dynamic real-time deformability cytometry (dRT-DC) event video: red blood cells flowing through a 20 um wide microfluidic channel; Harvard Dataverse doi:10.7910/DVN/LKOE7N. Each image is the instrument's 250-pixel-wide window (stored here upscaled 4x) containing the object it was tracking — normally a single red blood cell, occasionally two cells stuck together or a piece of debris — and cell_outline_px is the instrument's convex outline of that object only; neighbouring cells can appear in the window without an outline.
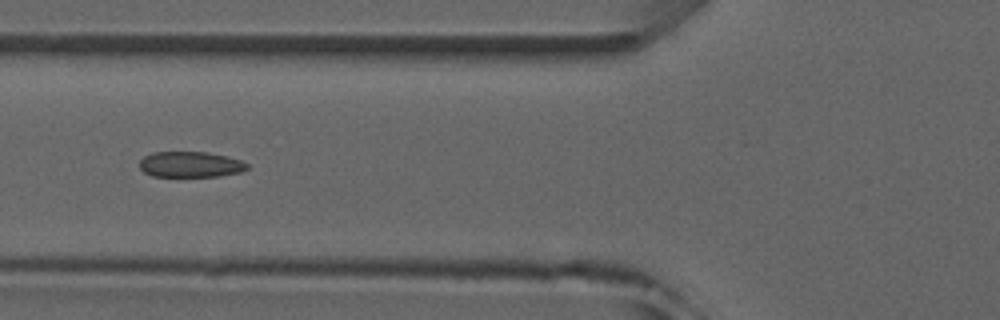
{"species": "common noctule bat (a hibernating species)", "species_latin": "Nyctalus noctula", "temperature_condition": "room temperature", "stored_images_in_passage": 6, "camera_frame_rate_fps": 3000, "um_per_image_px": 0.085, "animal": {"sex": "male", "forearm_length_mm": 52.5}, "frame": {"image": 1, "passage_image": 6, "time_ms": 6.0, "image_size_px": [1000, 320], "cell_outline_px": [[248, 168], [240, 172], [220, 176], [152, 176], [144, 172], [140, 168], [140, 160], [144, 156], [152, 152], [208, 152], [228, 156], [240, 160], [248, 164]], "centroid_in_image_um": [16.18, 13.97], "position_along_channel_um": 109.6, "area_um2": 16.13}}